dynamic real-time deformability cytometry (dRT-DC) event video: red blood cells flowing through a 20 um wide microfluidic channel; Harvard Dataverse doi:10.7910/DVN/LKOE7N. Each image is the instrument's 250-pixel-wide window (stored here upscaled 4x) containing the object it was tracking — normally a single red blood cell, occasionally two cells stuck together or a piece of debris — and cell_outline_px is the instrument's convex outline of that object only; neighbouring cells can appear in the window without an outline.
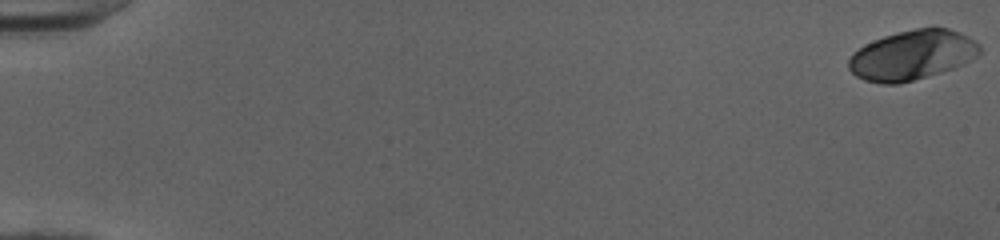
{"species": "human", "species_latin": "Homo sapiens", "temperature_condition": "cold", "stored_images_in_passage": 53, "camera_frame_rate_fps": 3000, "um_per_image_px": 0.085, "donor": {"sex": "female"}, "frame": {"image": 1, "passage_image": 1, "time_ms": 0.0, "image_size_px": [1000, 240], "cell_outline_px": [[980, 52], [976, 56], [952, 68], [928, 76], [900, 84], [884, 84], [864, 80], [856, 76], [848, 68], [848, 60], [852, 52], [864, 44], [884, 36], [932, 24], [948, 28], [968, 36], [980, 44]], "centroid_in_image_um": [77.51, 4.66], "position_along_channel_um": 7.5, "area_um2": 38.15}}
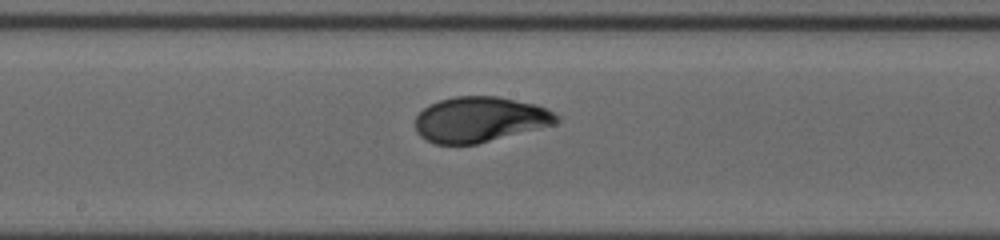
{"frame": {"image": 2, "passage_image": 30, "time_ms": 9.667, "image_size_px": [1000, 240], "cell_outline_px": [[560, 120], [556, 124], [476, 144], [436, 144], [420, 136], [416, 132], [416, 116], [428, 104], [440, 100], [456, 96], [496, 96], [536, 104], [560, 116]], "centroid_in_image_um": [40.78, 10.15], "position_along_channel_um": 207.4, "area_um2": 37.22}}
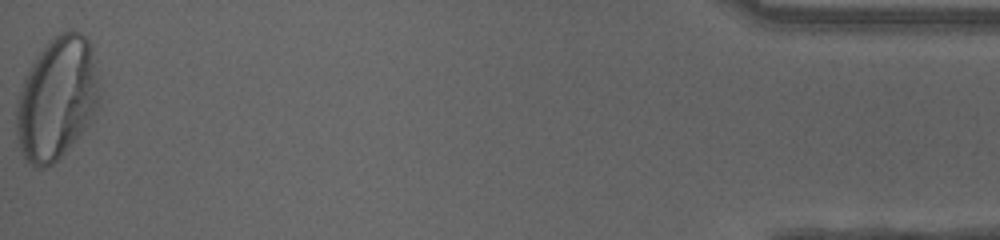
{"frame": {"image": 3, "passage_image": 53, "time_ms": 17.333, "image_size_px": [1000, 240], "cell_outline_px": [[100, 96], [96, 108], [88, 124], [76, 140], [52, 164], [44, 168], [36, 168], [24, 160], [16, 136], [16, 100], [24, 76], [36, 56], [48, 40], [60, 32], [72, 28], [80, 32], [88, 40], [92, 48]], "centroid_in_image_um": [4.8, 8.35], "position_along_channel_um": 430.4, "area_um2": 59.59}, "authors_computed_cell_mechanics": {"area_um2": 37.5122, "velocity_mm_per_s": 4.0144, "shape_relaxation_time_tau1_ms": 4.1944, "shape_relaxation_time_tau2_ms": null, "deformation_change_tau1": 0.2059, "deformation_change_tau2": null}}